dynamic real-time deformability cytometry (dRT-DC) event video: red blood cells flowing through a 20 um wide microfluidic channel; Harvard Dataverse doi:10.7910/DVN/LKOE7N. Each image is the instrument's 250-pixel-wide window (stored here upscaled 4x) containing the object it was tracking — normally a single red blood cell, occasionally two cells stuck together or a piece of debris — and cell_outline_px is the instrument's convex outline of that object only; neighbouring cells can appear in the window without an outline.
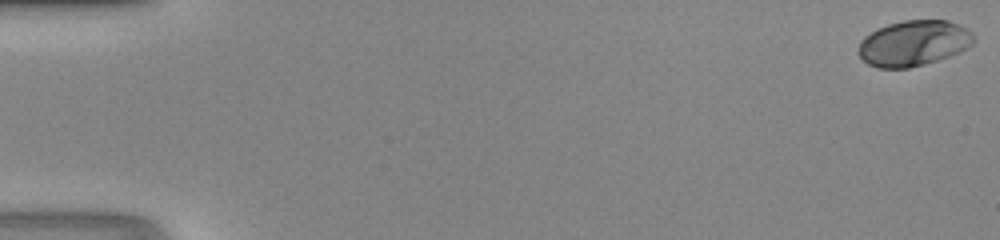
{"species": "human", "species_latin": "Homo sapiens", "temperature_condition": "room temperature", "stored_images_in_passage": 49, "camera_frame_rate_fps": 3000, "um_per_image_px": 0.085, "donor": {"sex": "male"}, "frame": {"image": 1, "passage_image": 1, "time_ms": 0.0, "image_size_px": [1000, 240], "cell_outline_px": [[976, 40], [972, 44], [960, 52], [924, 64], [908, 68], [880, 68], [868, 64], [860, 56], [860, 40], [864, 36], [876, 28], [888, 24], [904, 20], [948, 20], [972, 32]], "centroid_in_image_um": [77.66, 3.66], "position_along_channel_um": 7.3, "area_um2": 30.46}}
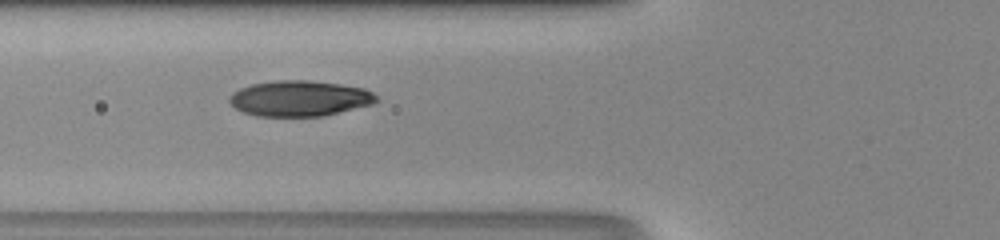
{"frame": {"image": 2, "passage_image": 20, "time_ms": 6.333, "image_size_px": [1000, 240], "cell_outline_px": [[380, 100], [372, 104], [324, 116], [256, 116], [244, 112], [236, 108], [228, 100], [228, 96], [232, 92], [240, 88], [252, 84], [276, 80], [308, 80], [340, 84], [364, 88], [372, 92]], "centroid_in_image_um": [25.46, 8.36], "position_along_channel_um": 100.3, "area_um2": 30.58}}
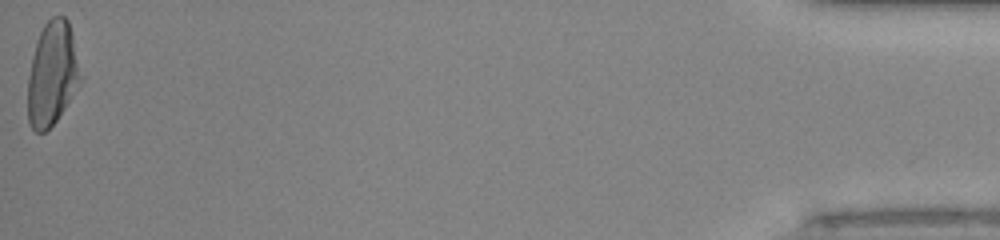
{"frame": {"image": 3, "passage_image": 49, "time_ms": 16.0, "image_size_px": [1000, 240], "cell_outline_px": [[84, 80], [56, 120], [44, 132], [36, 132], [28, 124], [28, 76], [32, 56], [40, 32], [44, 24], [52, 16], [64, 16], [68, 20], [84, 76]], "centroid_in_image_um": [4.48, 6.27], "position_along_channel_um": 430.7, "area_um2": 32.31}}